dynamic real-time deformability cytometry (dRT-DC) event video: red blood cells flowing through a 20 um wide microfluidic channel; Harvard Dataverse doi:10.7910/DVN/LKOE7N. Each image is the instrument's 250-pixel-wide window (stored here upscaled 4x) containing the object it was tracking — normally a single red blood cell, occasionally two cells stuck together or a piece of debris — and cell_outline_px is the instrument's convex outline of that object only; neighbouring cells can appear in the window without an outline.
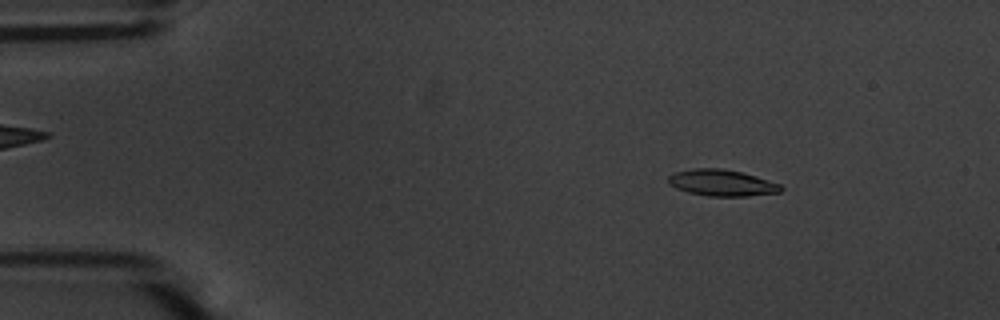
{"species": "common noctule bat (a hibernating species)", "species_latin": "Nyctalus noctula", "temperature_condition": "warm", "stored_images_in_passage": 54, "camera_frame_rate_fps": 3000, "um_per_image_px": 0.085, "animal": {"sex": "male", "body_mass_g": 20.1, "forearm_length_mm": 53.5}, "frame": {"image": 1, "passage_image": 7, "time_ms": 2.0, "image_size_px": [1000, 320], "cell_outline_px": [[784, 188], [780, 192], [748, 196], [708, 196], [688, 192], [676, 188], [668, 184], [668, 176], [676, 172], [692, 168], [720, 168], [740, 172], [756, 176], [780, 184]], "centroid_in_image_um": [61.34, 15.54], "position_along_channel_um": 23.7, "area_um2": 17.28}}
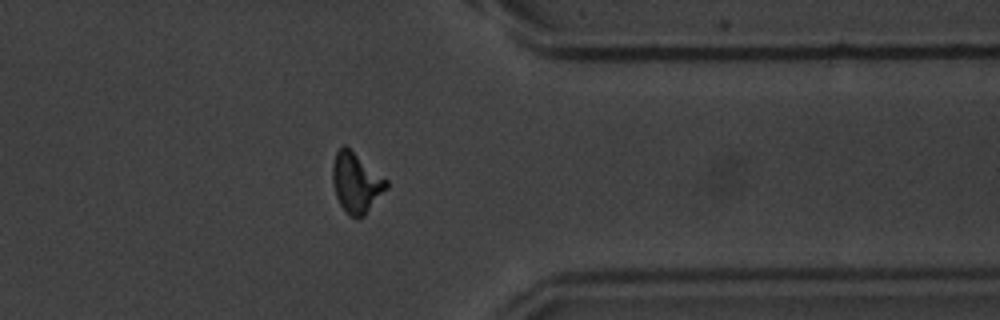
{"frame": {"image": 2, "passage_image": 43, "time_ms": 14.0, "image_size_px": [1000, 320], "cell_outline_px": [[388, 188], [364, 216], [356, 220], [348, 216], [344, 212], [336, 196], [332, 180], [332, 164], [336, 152], [344, 144], [388, 180]], "centroid_in_image_um": [30.27, 15.57], "position_along_channel_um": 381.1, "area_um2": 19.02}}
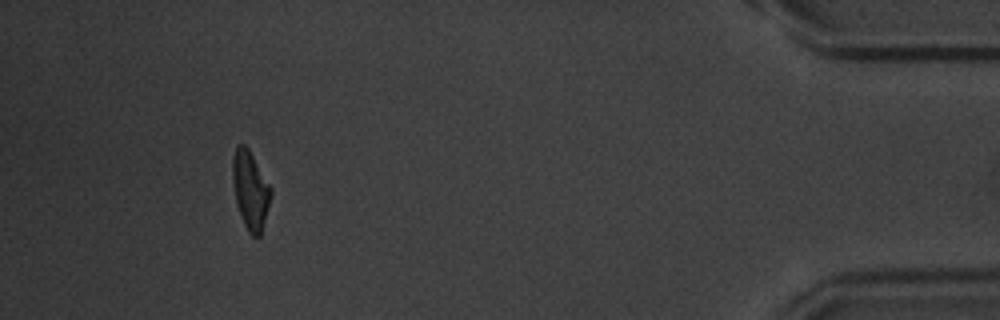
{"frame": {"image": 3, "passage_image": 50, "time_ms": 16.333, "image_size_px": [1000, 320], "cell_outline_px": [[272, 192], [260, 236], [252, 236], [248, 232], [244, 224], [236, 204], [232, 184], [232, 156], [236, 144], [244, 144], [248, 148], [272, 188]], "centroid_in_image_um": [21.25, 16.12], "position_along_channel_um": 413.9, "area_um2": 17.51}, "authors_computed_cell_mechanics": {"area_um2": 17.4267, "velocity_mm_per_s": 3.6779, "shape_relaxation_time_tau1_ms": 2.9451, "shape_relaxation_time_tau2_ms": 2.6688, "deformation_change_tau1": 0.1915, "deformation_change_tau2": 0.1103}}